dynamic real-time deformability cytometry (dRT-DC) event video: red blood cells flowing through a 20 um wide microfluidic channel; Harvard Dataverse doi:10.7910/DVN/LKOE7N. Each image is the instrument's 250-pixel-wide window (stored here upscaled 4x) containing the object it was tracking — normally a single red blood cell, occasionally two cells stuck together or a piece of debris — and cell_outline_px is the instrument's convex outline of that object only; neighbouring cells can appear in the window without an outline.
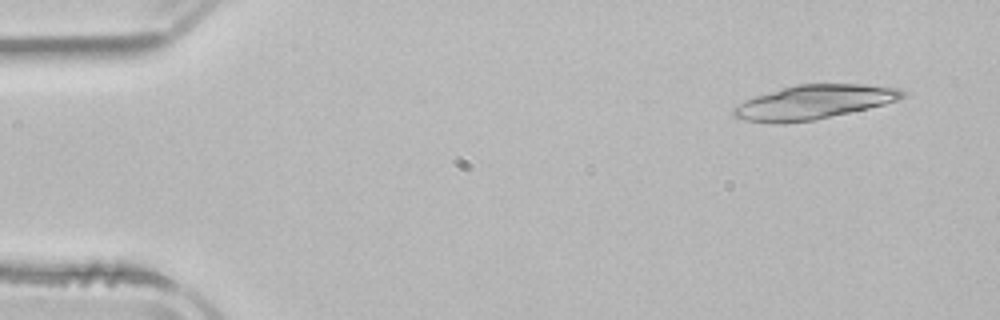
{"species": "common noctule bat (a hibernating species)", "species_latin": "Nyctalus noctula", "temperature_condition": "room temperature", "stored_images_in_passage": 3, "camera_frame_rate_fps": 3000, "um_per_image_px": 0.085, "animal": {"sex": "male", "body_mass_g": 21.5, "forearm_length_mm": 52.0}, "frame": {"image": 1, "passage_image": 1, "time_ms": 0.0, "image_size_px": [1000, 320], "cell_outline_px": [[908, 92], [904, 96], [896, 100], [884, 104], [868, 108], [812, 120], [784, 124], [772, 124], [744, 120], [732, 116], [732, 108], [744, 100], [756, 96], [796, 84], [864, 84], [900, 88]], "centroid_in_image_um": [69.14, 8.69], "position_along_channel_um": 15.9, "area_um2": 33.58}}